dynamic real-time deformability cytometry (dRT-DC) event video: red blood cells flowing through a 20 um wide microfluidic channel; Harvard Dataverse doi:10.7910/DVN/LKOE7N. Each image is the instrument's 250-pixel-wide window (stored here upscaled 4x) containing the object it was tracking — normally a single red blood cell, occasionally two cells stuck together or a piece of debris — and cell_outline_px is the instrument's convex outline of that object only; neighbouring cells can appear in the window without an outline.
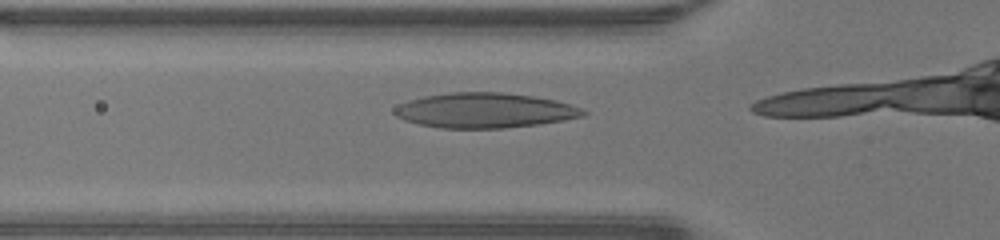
{"species": "human", "species_latin": "Homo sapiens", "temperature_condition": "warm", "stored_images_in_passage": 8, "camera_frame_rate_fps": 3000, "um_per_image_px": 0.085, "donor": {"sex": "male"}, "frame": {"image": 1, "passage_image": 4, "time_ms": 1.0, "image_size_px": [1000, 240], "cell_outline_px": [[588, 112], [584, 116], [564, 120], [540, 124], [504, 128], [440, 128], [420, 124], [404, 120], [396, 116], [392, 112], [392, 108], [408, 100], [424, 96], [452, 92], [500, 92], [532, 96], [556, 100], [572, 104]], "centroid_in_image_um": [41.19, 9.38], "position_along_channel_um": 84.6, "area_um2": 38.61}}
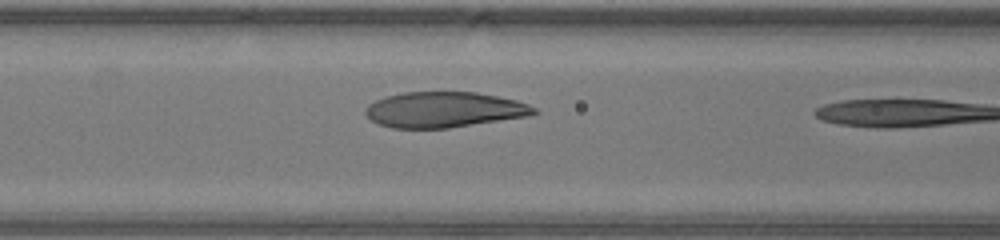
{"frame": {"image": 2, "passage_image": 7, "time_ms": 2.0, "image_size_px": [1000, 240], "cell_outline_px": [[540, 112], [528, 116], [448, 128], [392, 128], [380, 124], [372, 120], [364, 112], [364, 108], [368, 104], [376, 100], [388, 96], [404, 92], [476, 92], [516, 100], [528, 104], [536, 108]], "centroid_in_image_um": [37.76, 9.32], "position_along_channel_um": 128.8, "area_um2": 34.8}}